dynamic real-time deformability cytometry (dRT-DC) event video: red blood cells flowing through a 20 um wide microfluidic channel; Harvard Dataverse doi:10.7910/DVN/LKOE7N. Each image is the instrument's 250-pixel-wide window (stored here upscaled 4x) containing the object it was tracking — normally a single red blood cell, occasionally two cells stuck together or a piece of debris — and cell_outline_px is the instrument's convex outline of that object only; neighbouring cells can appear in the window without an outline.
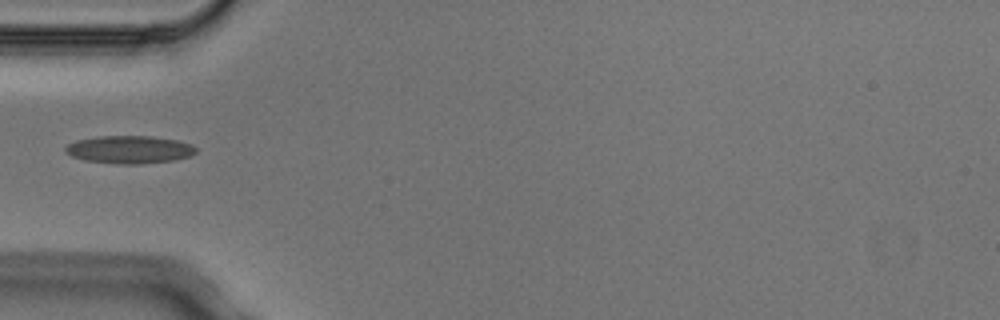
{"species": "Egyptian fruit bat (a non-hibernating species)", "species_latin": "Rousettus aegyptiacus", "temperature_condition": "cold", "stored_images_in_passage": 3, "camera_frame_rate_fps": 3000, "um_per_image_px": 0.085, "animal": {"sex": "male"}, "frame": {"image": 1, "passage_image": 2, "time_ms": 0.333, "image_size_px": [1000, 320], "cell_outline_px": [[196, 152], [188, 156], [176, 160], [140, 164], [116, 164], [84, 160], [72, 156], [64, 152], [64, 148], [68, 144], [76, 140], [100, 136], [152, 136], [176, 140], [192, 144], [196, 148]], "centroid_in_image_um": [10.98, 12.71], "position_along_channel_um": 74.0, "area_um2": 21.21}}
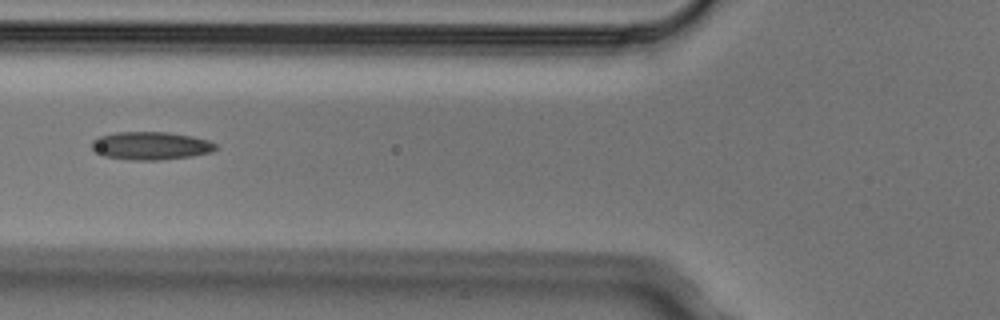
{"frame": {"image": 2, "passage_image": 3, "time_ms": 0.667, "image_size_px": [1000, 320], "cell_outline_px": [[220, 148], [212, 152], [192, 156], [160, 160], [128, 160], [104, 156], [96, 152], [92, 148], [92, 140], [100, 136], [116, 132], [168, 132], [192, 136], [208, 140], [216, 144]], "centroid_in_image_um": [12.84, 12.39], "position_along_channel_um": 113.0, "area_um2": 20.4}}